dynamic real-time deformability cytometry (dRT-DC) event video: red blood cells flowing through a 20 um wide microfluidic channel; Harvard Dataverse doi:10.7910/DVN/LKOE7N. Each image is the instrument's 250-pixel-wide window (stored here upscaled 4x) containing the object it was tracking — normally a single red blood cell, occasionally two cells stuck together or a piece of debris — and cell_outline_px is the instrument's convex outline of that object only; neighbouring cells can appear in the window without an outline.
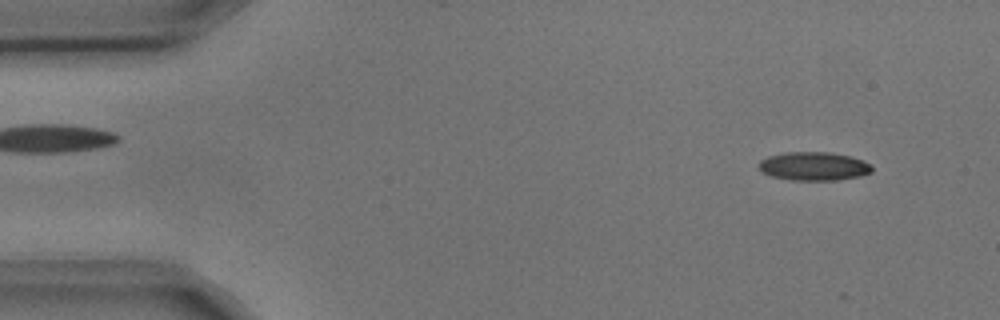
{"species": "common noctule bat (a hibernating species)", "species_latin": "Nyctalus noctula", "temperature_condition": "cold", "stored_images_in_passage": 4, "camera_frame_rate_fps": 3000, "um_per_image_px": 0.085, "animal": {"sex": "male", "body_mass_g": 17.9, "forearm_length_mm": 54.2}, "frame": {"image": 1, "passage_image": 1, "time_ms": 0.0, "image_size_px": [1000, 320], "cell_outline_px": [[872, 172], [860, 176], [836, 180], [792, 180], [772, 176], [760, 172], [756, 164], [760, 160], [768, 156], [784, 152], [828, 152], [852, 156], [864, 160], [872, 164]], "centroid_in_image_um": [69.16, 14.12], "position_along_channel_um": 15.8, "area_um2": 19.13}}